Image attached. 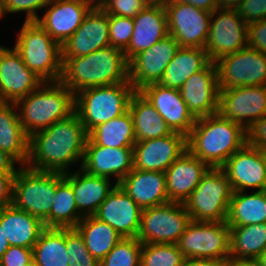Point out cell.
<instances>
[{"instance_id":"6da1fadb","label":"cell","mask_w":266,"mask_h":266,"mask_svg":"<svg viewBox=\"0 0 266 266\" xmlns=\"http://www.w3.org/2000/svg\"><path fill=\"white\" fill-rule=\"evenodd\" d=\"M88 134L75 112L32 134L26 167L36 171L68 172V165L79 159L83 162Z\"/></svg>"},{"instance_id":"7a4b0ae2","label":"cell","mask_w":266,"mask_h":266,"mask_svg":"<svg viewBox=\"0 0 266 266\" xmlns=\"http://www.w3.org/2000/svg\"><path fill=\"white\" fill-rule=\"evenodd\" d=\"M129 80V62L123 50L108 46L88 55L62 58L60 82L74 94L97 86L123 83Z\"/></svg>"},{"instance_id":"3957f363","label":"cell","mask_w":266,"mask_h":266,"mask_svg":"<svg viewBox=\"0 0 266 266\" xmlns=\"http://www.w3.org/2000/svg\"><path fill=\"white\" fill-rule=\"evenodd\" d=\"M246 144V130L219 113L200 117L187 136V150L210 168H221Z\"/></svg>"},{"instance_id":"277c9868","label":"cell","mask_w":266,"mask_h":266,"mask_svg":"<svg viewBox=\"0 0 266 266\" xmlns=\"http://www.w3.org/2000/svg\"><path fill=\"white\" fill-rule=\"evenodd\" d=\"M26 134L50 127L74 113L75 94L59 82H44L38 89L15 102Z\"/></svg>"},{"instance_id":"5b68a950","label":"cell","mask_w":266,"mask_h":266,"mask_svg":"<svg viewBox=\"0 0 266 266\" xmlns=\"http://www.w3.org/2000/svg\"><path fill=\"white\" fill-rule=\"evenodd\" d=\"M136 92L130 81L85 88L75 94L74 112L89 133L97 125L122 116L129 111Z\"/></svg>"},{"instance_id":"8992f818","label":"cell","mask_w":266,"mask_h":266,"mask_svg":"<svg viewBox=\"0 0 266 266\" xmlns=\"http://www.w3.org/2000/svg\"><path fill=\"white\" fill-rule=\"evenodd\" d=\"M14 46L24 64L44 82H59L62 75V49L36 21L26 22Z\"/></svg>"},{"instance_id":"52a82bcc","label":"cell","mask_w":266,"mask_h":266,"mask_svg":"<svg viewBox=\"0 0 266 266\" xmlns=\"http://www.w3.org/2000/svg\"><path fill=\"white\" fill-rule=\"evenodd\" d=\"M57 187V172L20 166L13 180L12 204L39 218L49 228V214Z\"/></svg>"},{"instance_id":"ba28073f","label":"cell","mask_w":266,"mask_h":266,"mask_svg":"<svg viewBox=\"0 0 266 266\" xmlns=\"http://www.w3.org/2000/svg\"><path fill=\"white\" fill-rule=\"evenodd\" d=\"M233 190L222 168H209L184 203L192 221L223 222L227 220Z\"/></svg>"},{"instance_id":"9c48e42d","label":"cell","mask_w":266,"mask_h":266,"mask_svg":"<svg viewBox=\"0 0 266 266\" xmlns=\"http://www.w3.org/2000/svg\"><path fill=\"white\" fill-rule=\"evenodd\" d=\"M177 245L185 258L229 262L230 226L226 221L191 220Z\"/></svg>"},{"instance_id":"30bf717a","label":"cell","mask_w":266,"mask_h":266,"mask_svg":"<svg viewBox=\"0 0 266 266\" xmlns=\"http://www.w3.org/2000/svg\"><path fill=\"white\" fill-rule=\"evenodd\" d=\"M191 217L182 203L144 208L137 239L142 244H177Z\"/></svg>"},{"instance_id":"8fae6325","label":"cell","mask_w":266,"mask_h":266,"mask_svg":"<svg viewBox=\"0 0 266 266\" xmlns=\"http://www.w3.org/2000/svg\"><path fill=\"white\" fill-rule=\"evenodd\" d=\"M219 90L266 85V55L248 46L214 62Z\"/></svg>"},{"instance_id":"7c38bea8","label":"cell","mask_w":266,"mask_h":266,"mask_svg":"<svg viewBox=\"0 0 266 266\" xmlns=\"http://www.w3.org/2000/svg\"><path fill=\"white\" fill-rule=\"evenodd\" d=\"M246 46L247 23L237 10L215 9L211 13L209 33L204 48L210 61L214 63Z\"/></svg>"},{"instance_id":"4fadbf2b","label":"cell","mask_w":266,"mask_h":266,"mask_svg":"<svg viewBox=\"0 0 266 266\" xmlns=\"http://www.w3.org/2000/svg\"><path fill=\"white\" fill-rule=\"evenodd\" d=\"M168 23L169 35L174 37L179 47L205 48L209 33L211 13L188 3H163Z\"/></svg>"},{"instance_id":"5bb4252c","label":"cell","mask_w":266,"mask_h":266,"mask_svg":"<svg viewBox=\"0 0 266 266\" xmlns=\"http://www.w3.org/2000/svg\"><path fill=\"white\" fill-rule=\"evenodd\" d=\"M218 113L246 130L266 114V85L220 90Z\"/></svg>"},{"instance_id":"9a60e30c","label":"cell","mask_w":266,"mask_h":266,"mask_svg":"<svg viewBox=\"0 0 266 266\" xmlns=\"http://www.w3.org/2000/svg\"><path fill=\"white\" fill-rule=\"evenodd\" d=\"M110 46L109 14L97 3L78 29L61 45L62 58H76Z\"/></svg>"},{"instance_id":"2e32d148","label":"cell","mask_w":266,"mask_h":266,"mask_svg":"<svg viewBox=\"0 0 266 266\" xmlns=\"http://www.w3.org/2000/svg\"><path fill=\"white\" fill-rule=\"evenodd\" d=\"M179 48L176 39L168 35L136 54L129 61V81L134 89L139 91L146 85L158 83Z\"/></svg>"},{"instance_id":"e0dca14e","label":"cell","mask_w":266,"mask_h":266,"mask_svg":"<svg viewBox=\"0 0 266 266\" xmlns=\"http://www.w3.org/2000/svg\"><path fill=\"white\" fill-rule=\"evenodd\" d=\"M186 151L187 137L178 132L137 141L133 146L134 169L165 172Z\"/></svg>"},{"instance_id":"ac0fdd59","label":"cell","mask_w":266,"mask_h":266,"mask_svg":"<svg viewBox=\"0 0 266 266\" xmlns=\"http://www.w3.org/2000/svg\"><path fill=\"white\" fill-rule=\"evenodd\" d=\"M44 81L22 61L15 48L0 46V102H16Z\"/></svg>"},{"instance_id":"d6986e66","label":"cell","mask_w":266,"mask_h":266,"mask_svg":"<svg viewBox=\"0 0 266 266\" xmlns=\"http://www.w3.org/2000/svg\"><path fill=\"white\" fill-rule=\"evenodd\" d=\"M221 168L233 192L244 191L246 187L266 190V153L263 150L245 144Z\"/></svg>"},{"instance_id":"ffe728a7","label":"cell","mask_w":266,"mask_h":266,"mask_svg":"<svg viewBox=\"0 0 266 266\" xmlns=\"http://www.w3.org/2000/svg\"><path fill=\"white\" fill-rule=\"evenodd\" d=\"M95 0H51L36 22L60 45L78 29Z\"/></svg>"},{"instance_id":"44dd1931","label":"cell","mask_w":266,"mask_h":266,"mask_svg":"<svg viewBox=\"0 0 266 266\" xmlns=\"http://www.w3.org/2000/svg\"><path fill=\"white\" fill-rule=\"evenodd\" d=\"M189 111L197 119L218 113L219 86L215 63L191 75L179 89Z\"/></svg>"},{"instance_id":"7402d4cb","label":"cell","mask_w":266,"mask_h":266,"mask_svg":"<svg viewBox=\"0 0 266 266\" xmlns=\"http://www.w3.org/2000/svg\"><path fill=\"white\" fill-rule=\"evenodd\" d=\"M165 120L173 132L186 137L190 134L196 118L189 111L180 90L152 83L139 90Z\"/></svg>"},{"instance_id":"603a6c76","label":"cell","mask_w":266,"mask_h":266,"mask_svg":"<svg viewBox=\"0 0 266 266\" xmlns=\"http://www.w3.org/2000/svg\"><path fill=\"white\" fill-rule=\"evenodd\" d=\"M142 208L117 185L93 215L109 224L122 238H137Z\"/></svg>"},{"instance_id":"cb8c5ba5","label":"cell","mask_w":266,"mask_h":266,"mask_svg":"<svg viewBox=\"0 0 266 266\" xmlns=\"http://www.w3.org/2000/svg\"><path fill=\"white\" fill-rule=\"evenodd\" d=\"M81 168L99 177L115 175L118 185L134 168L133 148L103 147L88 137Z\"/></svg>"},{"instance_id":"d4e9b609","label":"cell","mask_w":266,"mask_h":266,"mask_svg":"<svg viewBox=\"0 0 266 266\" xmlns=\"http://www.w3.org/2000/svg\"><path fill=\"white\" fill-rule=\"evenodd\" d=\"M134 29L124 50L129 62L136 54L153 46L169 35L167 14L163 4H149L133 18Z\"/></svg>"},{"instance_id":"484cf974","label":"cell","mask_w":266,"mask_h":266,"mask_svg":"<svg viewBox=\"0 0 266 266\" xmlns=\"http://www.w3.org/2000/svg\"><path fill=\"white\" fill-rule=\"evenodd\" d=\"M210 167L188 150L165 171L169 202L184 204Z\"/></svg>"},{"instance_id":"4316f807","label":"cell","mask_w":266,"mask_h":266,"mask_svg":"<svg viewBox=\"0 0 266 266\" xmlns=\"http://www.w3.org/2000/svg\"><path fill=\"white\" fill-rule=\"evenodd\" d=\"M118 185L142 209L169 202L165 172L133 168Z\"/></svg>"},{"instance_id":"83f0119b","label":"cell","mask_w":266,"mask_h":266,"mask_svg":"<svg viewBox=\"0 0 266 266\" xmlns=\"http://www.w3.org/2000/svg\"><path fill=\"white\" fill-rule=\"evenodd\" d=\"M64 178L71 184L78 212L83 217L93 216L117 186H112L109 178L91 175L81 167L73 174L64 173Z\"/></svg>"},{"instance_id":"f1b7e54d","label":"cell","mask_w":266,"mask_h":266,"mask_svg":"<svg viewBox=\"0 0 266 266\" xmlns=\"http://www.w3.org/2000/svg\"><path fill=\"white\" fill-rule=\"evenodd\" d=\"M0 223L10 246L30 249L45 229L39 218L18 209L13 204L0 208Z\"/></svg>"},{"instance_id":"f546056e","label":"cell","mask_w":266,"mask_h":266,"mask_svg":"<svg viewBox=\"0 0 266 266\" xmlns=\"http://www.w3.org/2000/svg\"><path fill=\"white\" fill-rule=\"evenodd\" d=\"M14 102H0V149L20 166H25L29 154V136L19 120Z\"/></svg>"},{"instance_id":"4dcf8cb0","label":"cell","mask_w":266,"mask_h":266,"mask_svg":"<svg viewBox=\"0 0 266 266\" xmlns=\"http://www.w3.org/2000/svg\"><path fill=\"white\" fill-rule=\"evenodd\" d=\"M210 62L205 49L180 47L157 84L180 89L191 75L203 70Z\"/></svg>"},{"instance_id":"1f68e13d","label":"cell","mask_w":266,"mask_h":266,"mask_svg":"<svg viewBox=\"0 0 266 266\" xmlns=\"http://www.w3.org/2000/svg\"><path fill=\"white\" fill-rule=\"evenodd\" d=\"M129 112L133 118L136 142L168 136L173 133L165 120L140 91H136L132 95Z\"/></svg>"},{"instance_id":"d6a6232c","label":"cell","mask_w":266,"mask_h":266,"mask_svg":"<svg viewBox=\"0 0 266 266\" xmlns=\"http://www.w3.org/2000/svg\"><path fill=\"white\" fill-rule=\"evenodd\" d=\"M245 192L232 193L226 220L230 227L266 223V190Z\"/></svg>"},{"instance_id":"836d02e7","label":"cell","mask_w":266,"mask_h":266,"mask_svg":"<svg viewBox=\"0 0 266 266\" xmlns=\"http://www.w3.org/2000/svg\"><path fill=\"white\" fill-rule=\"evenodd\" d=\"M75 228L83 236L90 254L99 262L123 239L109 224L94 216H84Z\"/></svg>"},{"instance_id":"e575fe53","label":"cell","mask_w":266,"mask_h":266,"mask_svg":"<svg viewBox=\"0 0 266 266\" xmlns=\"http://www.w3.org/2000/svg\"><path fill=\"white\" fill-rule=\"evenodd\" d=\"M88 137L96 145L103 147L133 148L136 139L131 113L127 111L120 117L97 125Z\"/></svg>"},{"instance_id":"d590c367","label":"cell","mask_w":266,"mask_h":266,"mask_svg":"<svg viewBox=\"0 0 266 266\" xmlns=\"http://www.w3.org/2000/svg\"><path fill=\"white\" fill-rule=\"evenodd\" d=\"M266 249V223L230 227V260L257 259Z\"/></svg>"},{"instance_id":"8d00e7d4","label":"cell","mask_w":266,"mask_h":266,"mask_svg":"<svg viewBox=\"0 0 266 266\" xmlns=\"http://www.w3.org/2000/svg\"><path fill=\"white\" fill-rule=\"evenodd\" d=\"M32 258L39 266H68L66 228H45L32 248Z\"/></svg>"},{"instance_id":"74e56055","label":"cell","mask_w":266,"mask_h":266,"mask_svg":"<svg viewBox=\"0 0 266 266\" xmlns=\"http://www.w3.org/2000/svg\"><path fill=\"white\" fill-rule=\"evenodd\" d=\"M82 218L71 184L64 178V173L57 172V187L49 214V228H75Z\"/></svg>"},{"instance_id":"f35d334b","label":"cell","mask_w":266,"mask_h":266,"mask_svg":"<svg viewBox=\"0 0 266 266\" xmlns=\"http://www.w3.org/2000/svg\"><path fill=\"white\" fill-rule=\"evenodd\" d=\"M184 259L177 244H142L140 266H181Z\"/></svg>"},{"instance_id":"ab89813d","label":"cell","mask_w":266,"mask_h":266,"mask_svg":"<svg viewBox=\"0 0 266 266\" xmlns=\"http://www.w3.org/2000/svg\"><path fill=\"white\" fill-rule=\"evenodd\" d=\"M142 243L137 238H123L99 262V266H140Z\"/></svg>"},{"instance_id":"60d3db41","label":"cell","mask_w":266,"mask_h":266,"mask_svg":"<svg viewBox=\"0 0 266 266\" xmlns=\"http://www.w3.org/2000/svg\"><path fill=\"white\" fill-rule=\"evenodd\" d=\"M66 251L69 255L68 266H99V261L90 254L76 228H66Z\"/></svg>"},{"instance_id":"b9f144b4","label":"cell","mask_w":266,"mask_h":266,"mask_svg":"<svg viewBox=\"0 0 266 266\" xmlns=\"http://www.w3.org/2000/svg\"><path fill=\"white\" fill-rule=\"evenodd\" d=\"M133 29V18L109 15L110 46L124 51L130 43Z\"/></svg>"},{"instance_id":"7bdbcfd3","label":"cell","mask_w":266,"mask_h":266,"mask_svg":"<svg viewBox=\"0 0 266 266\" xmlns=\"http://www.w3.org/2000/svg\"><path fill=\"white\" fill-rule=\"evenodd\" d=\"M97 4L109 15L131 18L149 5L146 0H97Z\"/></svg>"},{"instance_id":"ee69618b","label":"cell","mask_w":266,"mask_h":266,"mask_svg":"<svg viewBox=\"0 0 266 266\" xmlns=\"http://www.w3.org/2000/svg\"><path fill=\"white\" fill-rule=\"evenodd\" d=\"M51 0H3L5 13L26 12L24 21H36L38 9L45 8Z\"/></svg>"},{"instance_id":"f6af8a7d","label":"cell","mask_w":266,"mask_h":266,"mask_svg":"<svg viewBox=\"0 0 266 266\" xmlns=\"http://www.w3.org/2000/svg\"><path fill=\"white\" fill-rule=\"evenodd\" d=\"M236 10L247 24L266 19V0H244Z\"/></svg>"},{"instance_id":"bcb514c9","label":"cell","mask_w":266,"mask_h":266,"mask_svg":"<svg viewBox=\"0 0 266 266\" xmlns=\"http://www.w3.org/2000/svg\"><path fill=\"white\" fill-rule=\"evenodd\" d=\"M247 46L266 55V19L247 24Z\"/></svg>"},{"instance_id":"7dc6e473","label":"cell","mask_w":266,"mask_h":266,"mask_svg":"<svg viewBox=\"0 0 266 266\" xmlns=\"http://www.w3.org/2000/svg\"><path fill=\"white\" fill-rule=\"evenodd\" d=\"M32 260V249L10 246L0 260V266H28Z\"/></svg>"},{"instance_id":"c3c4849f","label":"cell","mask_w":266,"mask_h":266,"mask_svg":"<svg viewBox=\"0 0 266 266\" xmlns=\"http://www.w3.org/2000/svg\"><path fill=\"white\" fill-rule=\"evenodd\" d=\"M246 144L266 151V114L246 129Z\"/></svg>"},{"instance_id":"681fc988","label":"cell","mask_w":266,"mask_h":266,"mask_svg":"<svg viewBox=\"0 0 266 266\" xmlns=\"http://www.w3.org/2000/svg\"><path fill=\"white\" fill-rule=\"evenodd\" d=\"M15 174H0V208L12 204Z\"/></svg>"},{"instance_id":"f907efd6","label":"cell","mask_w":266,"mask_h":266,"mask_svg":"<svg viewBox=\"0 0 266 266\" xmlns=\"http://www.w3.org/2000/svg\"><path fill=\"white\" fill-rule=\"evenodd\" d=\"M165 2L188 3L207 12H213L219 8L217 0H166Z\"/></svg>"},{"instance_id":"816d5d0a","label":"cell","mask_w":266,"mask_h":266,"mask_svg":"<svg viewBox=\"0 0 266 266\" xmlns=\"http://www.w3.org/2000/svg\"><path fill=\"white\" fill-rule=\"evenodd\" d=\"M17 162L6 152L0 149V174H15L18 169H15Z\"/></svg>"},{"instance_id":"f5cc1de1","label":"cell","mask_w":266,"mask_h":266,"mask_svg":"<svg viewBox=\"0 0 266 266\" xmlns=\"http://www.w3.org/2000/svg\"><path fill=\"white\" fill-rule=\"evenodd\" d=\"M181 266H229V262L185 258Z\"/></svg>"},{"instance_id":"db71d44e","label":"cell","mask_w":266,"mask_h":266,"mask_svg":"<svg viewBox=\"0 0 266 266\" xmlns=\"http://www.w3.org/2000/svg\"><path fill=\"white\" fill-rule=\"evenodd\" d=\"M229 266H261L257 259L230 260Z\"/></svg>"},{"instance_id":"11a10c76","label":"cell","mask_w":266,"mask_h":266,"mask_svg":"<svg viewBox=\"0 0 266 266\" xmlns=\"http://www.w3.org/2000/svg\"><path fill=\"white\" fill-rule=\"evenodd\" d=\"M244 0H217L218 7L224 9H236Z\"/></svg>"},{"instance_id":"9f6ffc18","label":"cell","mask_w":266,"mask_h":266,"mask_svg":"<svg viewBox=\"0 0 266 266\" xmlns=\"http://www.w3.org/2000/svg\"><path fill=\"white\" fill-rule=\"evenodd\" d=\"M10 247L9 241L6 238V235L4 233V228L1 227L0 223V260L5 253V251Z\"/></svg>"},{"instance_id":"6f0895ef","label":"cell","mask_w":266,"mask_h":266,"mask_svg":"<svg viewBox=\"0 0 266 266\" xmlns=\"http://www.w3.org/2000/svg\"><path fill=\"white\" fill-rule=\"evenodd\" d=\"M257 260L260 262L261 266H266V249L260 254Z\"/></svg>"},{"instance_id":"680465c9","label":"cell","mask_w":266,"mask_h":266,"mask_svg":"<svg viewBox=\"0 0 266 266\" xmlns=\"http://www.w3.org/2000/svg\"><path fill=\"white\" fill-rule=\"evenodd\" d=\"M149 4H163L166 0H146Z\"/></svg>"},{"instance_id":"91938a15","label":"cell","mask_w":266,"mask_h":266,"mask_svg":"<svg viewBox=\"0 0 266 266\" xmlns=\"http://www.w3.org/2000/svg\"><path fill=\"white\" fill-rule=\"evenodd\" d=\"M5 14L4 7H3V0H0V18L3 17Z\"/></svg>"},{"instance_id":"94428289","label":"cell","mask_w":266,"mask_h":266,"mask_svg":"<svg viewBox=\"0 0 266 266\" xmlns=\"http://www.w3.org/2000/svg\"><path fill=\"white\" fill-rule=\"evenodd\" d=\"M28 266H39V265L32 260Z\"/></svg>"}]
</instances>
